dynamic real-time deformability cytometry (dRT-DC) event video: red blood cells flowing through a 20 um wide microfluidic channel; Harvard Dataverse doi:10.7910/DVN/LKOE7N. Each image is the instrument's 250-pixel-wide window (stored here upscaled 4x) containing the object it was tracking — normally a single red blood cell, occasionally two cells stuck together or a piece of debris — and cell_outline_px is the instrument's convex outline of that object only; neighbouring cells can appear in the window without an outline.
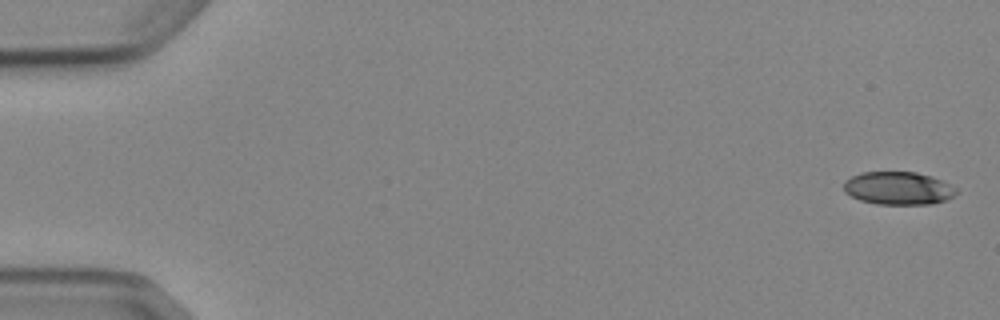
{"species": "Egyptian fruit bat (a non-hibernating species)", "species_latin": "Rousettus aegyptiacus", "temperature_condition": "cold", "stored_images_in_passage": 6, "camera_frame_rate_fps": 3000, "um_per_image_px": 0.085, "animal": {"sex": "female"}, "frame": {"image": 1, "passage_image": 1, "time_ms": 0.0, "image_size_px": [1000, 320], "cell_outline_px": [[956, 192], [952, 196], [944, 200], [932, 204], [876, 204], [860, 200], [844, 192], [844, 180], [860, 172], [916, 172], [932, 176], [956, 188]], "centroid_in_image_um": [76.31, 15.99], "position_along_channel_um": 8.7, "area_um2": 21.5}}